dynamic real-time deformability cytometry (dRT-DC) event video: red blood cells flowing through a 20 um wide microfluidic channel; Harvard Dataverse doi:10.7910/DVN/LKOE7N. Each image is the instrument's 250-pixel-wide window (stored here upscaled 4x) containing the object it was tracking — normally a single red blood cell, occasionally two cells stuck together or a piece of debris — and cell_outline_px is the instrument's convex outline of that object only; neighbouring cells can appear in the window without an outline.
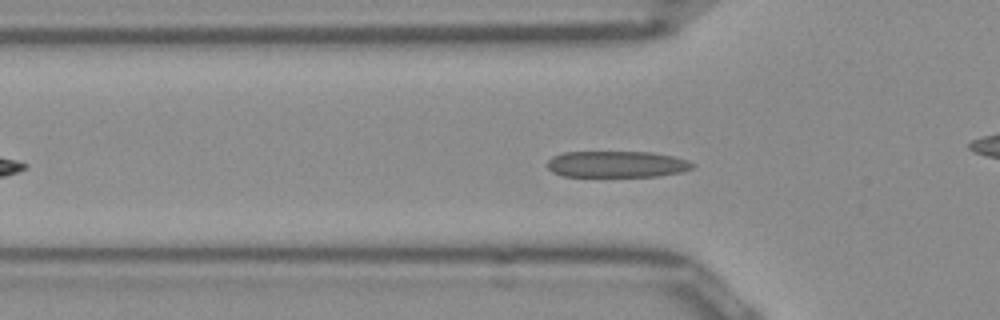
{"species": "Egyptian fruit bat (a non-hibernating species)", "species_latin": "Rousettus aegyptiacus", "temperature_condition": "room temperature", "stored_images_in_passage": 34, "camera_frame_rate_fps": 3000, "um_per_image_px": 0.085, "frame": {"image": 1, "passage_image": 11, "time_ms": 3.333, "image_size_px": [1000, 320], "cell_outline_px": [[696, 164], [692, 168], [680, 172], [656, 176], [564, 176], [552, 172], [548, 168], [548, 160], [552, 156], [564, 152], [652, 152], [672, 156], [688, 160]], "centroid_in_image_um": [52.42, 13.95], "position_along_channel_um": 73.4, "area_um2": 22.25}}
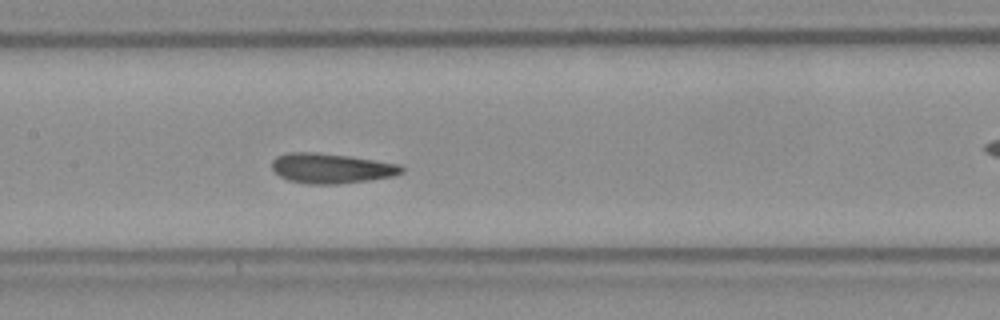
{"frame": {"image": 2, "passage_image": 19, "time_ms": 6.0, "image_size_px": [1000, 320], "cell_outline_px": [[404, 172], [392, 176], [368, 180], [340, 184], [304, 184], [288, 180], [280, 176], [272, 168], [272, 160], [276, 156], [288, 152], [316, 152], [348, 156], [400, 164], [404, 168]], "centroid_in_image_um": [28.14, 14.31], "position_along_channel_um": 179.3, "area_um2": 22.72}}
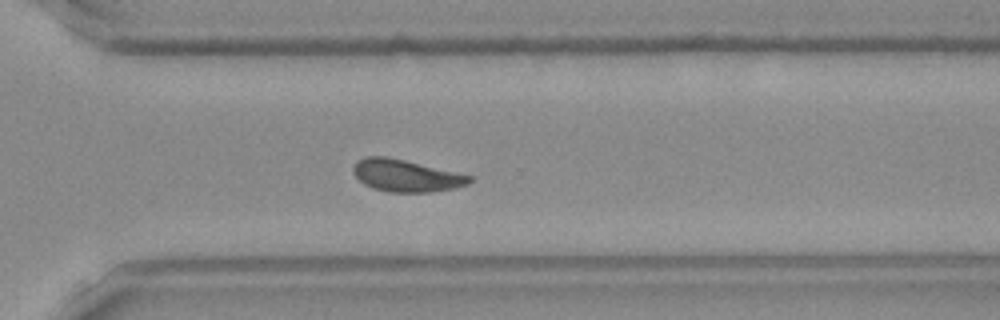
{"frame": {"image": 3, "passage_image": 31, "time_ms": 10.0, "image_size_px": [1000, 320], "cell_outline_px": [[472, 180], [468, 184], [456, 188], [432, 192], [388, 192], [372, 188], [364, 184], [352, 172], [352, 168], [356, 160], [364, 156], [388, 156], [472, 176]], "centroid_in_image_um": [34.47, 14.93], "position_along_channel_um": 336.1, "area_um2": 21.85}, "authors_computed_cell_mechanics": {"area_um2": 22.2819, "velocity_mm_per_s": 3.9262, "shape_relaxation_time_tau1_ms": 5.1705, "shape_relaxation_time_tau2_ms": 0.9504, "deformation_change_tau1": 0.1495, "deformation_change_tau2": 0.0835}}